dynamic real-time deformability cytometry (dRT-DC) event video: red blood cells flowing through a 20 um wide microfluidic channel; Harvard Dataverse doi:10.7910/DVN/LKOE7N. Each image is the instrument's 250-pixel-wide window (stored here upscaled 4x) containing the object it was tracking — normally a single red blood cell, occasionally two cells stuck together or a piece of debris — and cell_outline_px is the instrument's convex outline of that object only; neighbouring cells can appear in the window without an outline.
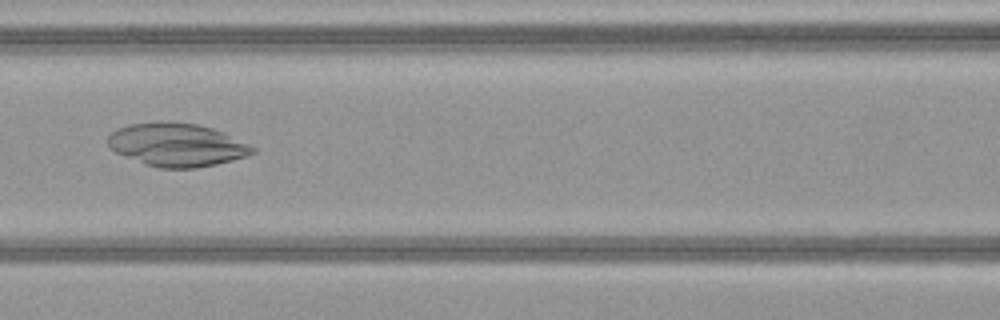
{"species": "common noctule bat (a hibernating species)", "species_latin": "Nyctalus noctula", "temperature_condition": "warm", "stored_images_in_passage": 51, "camera_frame_rate_fps": 3000, "um_per_image_px": 0.085, "animal": {"sex": "female", "body_mass_g": 21.9}, "frame": {"image": 1, "passage_image": 24, "time_ms": 7.667, "image_size_px": [1000, 320], "cell_outline_px": [[256, 152], [232, 160], [216, 164], [196, 168], [160, 168], [144, 164], [124, 156], [116, 152], [108, 144], [108, 136], [116, 128], [128, 124], [196, 124], [212, 128], [224, 132], [256, 148]], "centroid_in_image_um": [15.04, 12.34], "position_along_channel_um": 151.6, "area_um2": 35.55}}
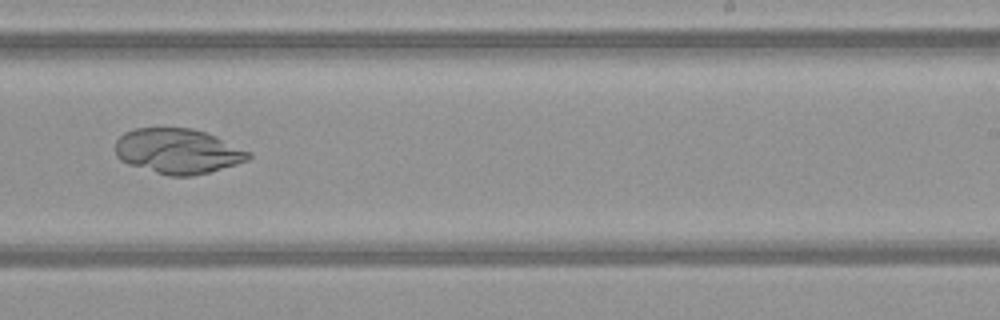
{"frame": {"image": 2, "passage_image": 33, "time_ms": 10.667, "image_size_px": [1000, 320], "cell_outline_px": [[252, 156], [248, 160], [236, 164], [208, 172], [192, 176], [168, 176], [128, 164], [120, 160], [116, 156], [116, 140], [124, 132], [136, 128], [192, 128], [216, 136], [252, 152]], "centroid_in_image_um": [15.12, 12.85], "position_along_channel_um": 273.9, "area_um2": 35.03}}
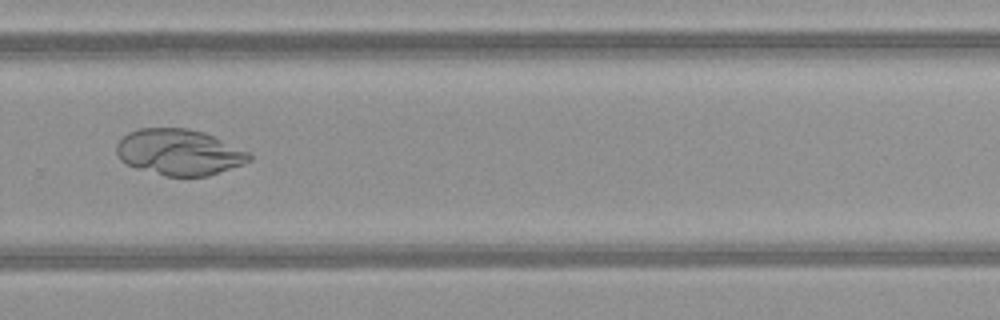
{"frame": {"image": 3, "passage_image": 36, "time_ms": 11.667, "image_size_px": [1000, 320], "cell_outline_px": [[252, 160], [244, 164], [208, 176], [164, 176], [136, 168], [120, 160], [116, 152], [116, 144], [128, 132], [140, 128], [188, 128], [204, 132], [248, 152], [252, 156]], "centroid_in_image_um": [15.21, 12.94], "position_along_channel_um": 314.6, "area_um2": 35.55}}